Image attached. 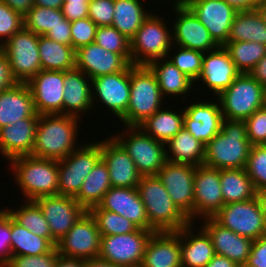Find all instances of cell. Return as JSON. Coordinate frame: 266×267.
Instances as JSON below:
<instances>
[{
  "label": "cell",
  "instance_id": "1",
  "mask_svg": "<svg viewBox=\"0 0 266 267\" xmlns=\"http://www.w3.org/2000/svg\"><path fill=\"white\" fill-rule=\"evenodd\" d=\"M81 121L84 119L63 114L39 115L31 155L53 160L66 158L83 143L79 139H83L80 132L85 122Z\"/></svg>",
  "mask_w": 266,
  "mask_h": 267
},
{
  "label": "cell",
  "instance_id": "2",
  "mask_svg": "<svg viewBox=\"0 0 266 267\" xmlns=\"http://www.w3.org/2000/svg\"><path fill=\"white\" fill-rule=\"evenodd\" d=\"M252 144L243 120L224 118L221 131L205 145L204 164L215 169H243Z\"/></svg>",
  "mask_w": 266,
  "mask_h": 267
},
{
  "label": "cell",
  "instance_id": "3",
  "mask_svg": "<svg viewBox=\"0 0 266 267\" xmlns=\"http://www.w3.org/2000/svg\"><path fill=\"white\" fill-rule=\"evenodd\" d=\"M7 163L21 200L58 195V160L23 155Z\"/></svg>",
  "mask_w": 266,
  "mask_h": 267
},
{
  "label": "cell",
  "instance_id": "4",
  "mask_svg": "<svg viewBox=\"0 0 266 267\" xmlns=\"http://www.w3.org/2000/svg\"><path fill=\"white\" fill-rule=\"evenodd\" d=\"M130 84L128 108L118 121L123 126H139L168 101L162 96L156 76L147 65L130 64Z\"/></svg>",
  "mask_w": 266,
  "mask_h": 267
},
{
  "label": "cell",
  "instance_id": "5",
  "mask_svg": "<svg viewBox=\"0 0 266 267\" xmlns=\"http://www.w3.org/2000/svg\"><path fill=\"white\" fill-rule=\"evenodd\" d=\"M137 191L145 205L149 225L156 232L178 231L190 223L157 175L142 176Z\"/></svg>",
  "mask_w": 266,
  "mask_h": 267
},
{
  "label": "cell",
  "instance_id": "6",
  "mask_svg": "<svg viewBox=\"0 0 266 267\" xmlns=\"http://www.w3.org/2000/svg\"><path fill=\"white\" fill-rule=\"evenodd\" d=\"M157 13L152 11L130 40L133 65H148L156 59L167 58L173 46L171 20Z\"/></svg>",
  "mask_w": 266,
  "mask_h": 267
},
{
  "label": "cell",
  "instance_id": "7",
  "mask_svg": "<svg viewBox=\"0 0 266 267\" xmlns=\"http://www.w3.org/2000/svg\"><path fill=\"white\" fill-rule=\"evenodd\" d=\"M112 135L133 159L142 176L157 175L167 161L165 143L147 135L138 126H122Z\"/></svg>",
  "mask_w": 266,
  "mask_h": 267
},
{
  "label": "cell",
  "instance_id": "8",
  "mask_svg": "<svg viewBox=\"0 0 266 267\" xmlns=\"http://www.w3.org/2000/svg\"><path fill=\"white\" fill-rule=\"evenodd\" d=\"M100 139L83 142L66 158L58 160V195L78 194L86 176L101 159Z\"/></svg>",
  "mask_w": 266,
  "mask_h": 267
},
{
  "label": "cell",
  "instance_id": "9",
  "mask_svg": "<svg viewBox=\"0 0 266 267\" xmlns=\"http://www.w3.org/2000/svg\"><path fill=\"white\" fill-rule=\"evenodd\" d=\"M263 88L249 73H240L232 85L216 97L223 118L245 121L261 108Z\"/></svg>",
  "mask_w": 266,
  "mask_h": 267
},
{
  "label": "cell",
  "instance_id": "10",
  "mask_svg": "<svg viewBox=\"0 0 266 267\" xmlns=\"http://www.w3.org/2000/svg\"><path fill=\"white\" fill-rule=\"evenodd\" d=\"M38 42L39 35L23 27L0 46L16 82L27 83L42 70Z\"/></svg>",
  "mask_w": 266,
  "mask_h": 267
},
{
  "label": "cell",
  "instance_id": "11",
  "mask_svg": "<svg viewBox=\"0 0 266 267\" xmlns=\"http://www.w3.org/2000/svg\"><path fill=\"white\" fill-rule=\"evenodd\" d=\"M205 94L204 92L202 100L198 97L200 95L197 94L196 98L198 99L194 101L190 97V103L186 100L183 104L185 112L183 128L195 139L201 141L203 145H206L221 131V124L224 119L218 99L208 97V100Z\"/></svg>",
  "mask_w": 266,
  "mask_h": 267
},
{
  "label": "cell",
  "instance_id": "12",
  "mask_svg": "<svg viewBox=\"0 0 266 267\" xmlns=\"http://www.w3.org/2000/svg\"><path fill=\"white\" fill-rule=\"evenodd\" d=\"M130 87V65L121 72L91 79L94 112L98 110L96 105L101 104L102 108H106V113H110V117L115 116L114 119L119 120L127 111Z\"/></svg>",
  "mask_w": 266,
  "mask_h": 267
},
{
  "label": "cell",
  "instance_id": "13",
  "mask_svg": "<svg viewBox=\"0 0 266 267\" xmlns=\"http://www.w3.org/2000/svg\"><path fill=\"white\" fill-rule=\"evenodd\" d=\"M213 218L223 227L252 240L266 235L264 217L256 197L226 204Z\"/></svg>",
  "mask_w": 266,
  "mask_h": 267
},
{
  "label": "cell",
  "instance_id": "14",
  "mask_svg": "<svg viewBox=\"0 0 266 267\" xmlns=\"http://www.w3.org/2000/svg\"><path fill=\"white\" fill-rule=\"evenodd\" d=\"M153 232L138 228L132 233L101 236L98 258L120 267L140 264Z\"/></svg>",
  "mask_w": 266,
  "mask_h": 267
},
{
  "label": "cell",
  "instance_id": "15",
  "mask_svg": "<svg viewBox=\"0 0 266 267\" xmlns=\"http://www.w3.org/2000/svg\"><path fill=\"white\" fill-rule=\"evenodd\" d=\"M195 170L189 164L166 161L157 174L174 204L193 223Z\"/></svg>",
  "mask_w": 266,
  "mask_h": 267
},
{
  "label": "cell",
  "instance_id": "16",
  "mask_svg": "<svg viewBox=\"0 0 266 267\" xmlns=\"http://www.w3.org/2000/svg\"><path fill=\"white\" fill-rule=\"evenodd\" d=\"M100 244L101 235L95 219L86 211L56 247L60 255L90 260L99 257Z\"/></svg>",
  "mask_w": 266,
  "mask_h": 267
},
{
  "label": "cell",
  "instance_id": "17",
  "mask_svg": "<svg viewBox=\"0 0 266 267\" xmlns=\"http://www.w3.org/2000/svg\"><path fill=\"white\" fill-rule=\"evenodd\" d=\"M240 73L224 46H219L204 53L200 77L195 82V86H198L195 89L199 91V87L200 90L202 87L205 90L208 88L206 93L210 97H217L232 85Z\"/></svg>",
  "mask_w": 266,
  "mask_h": 267
},
{
  "label": "cell",
  "instance_id": "18",
  "mask_svg": "<svg viewBox=\"0 0 266 267\" xmlns=\"http://www.w3.org/2000/svg\"><path fill=\"white\" fill-rule=\"evenodd\" d=\"M173 11V12H171ZM172 18L173 45L198 50L203 53L215 50L219 45L213 40L207 28L189 8L170 9ZM176 17V18H174Z\"/></svg>",
  "mask_w": 266,
  "mask_h": 267
},
{
  "label": "cell",
  "instance_id": "19",
  "mask_svg": "<svg viewBox=\"0 0 266 267\" xmlns=\"http://www.w3.org/2000/svg\"><path fill=\"white\" fill-rule=\"evenodd\" d=\"M49 224L52 238L58 242L73 227L86 210L74 199L65 195L42 196L34 200Z\"/></svg>",
  "mask_w": 266,
  "mask_h": 267
},
{
  "label": "cell",
  "instance_id": "20",
  "mask_svg": "<svg viewBox=\"0 0 266 267\" xmlns=\"http://www.w3.org/2000/svg\"><path fill=\"white\" fill-rule=\"evenodd\" d=\"M194 222L213 217L223 206L220 169L197 166L194 176Z\"/></svg>",
  "mask_w": 266,
  "mask_h": 267
},
{
  "label": "cell",
  "instance_id": "21",
  "mask_svg": "<svg viewBox=\"0 0 266 267\" xmlns=\"http://www.w3.org/2000/svg\"><path fill=\"white\" fill-rule=\"evenodd\" d=\"M65 71L41 70L28 82L38 115L63 114Z\"/></svg>",
  "mask_w": 266,
  "mask_h": 267
},
{
  "label": "cell",
  "instance_id": "22",
  "mask_svg": "<svg viewBox=\"0 0 266 267\" xmlns=\"http://www.w3.org/2000/svg\"><path fill=\"white\" fill-rule=\"evenodd\" d=\"M101 158L109 170L112 187L137 188L142 175L123 146L110 134L100 141Z\"/></svg>",
  "mask_w": 266,
  "mask_h": 267
},
{
  "label": "cell",
  "instance_id": "23",
  "mask_svg": "<svg viewBox=\"0 0 266 267\" xmlns=\"http://www.w3.org/2000/svg\"><path fill=\"white\" fill-rule=\"evenodd\" d=\"M207 28L213 40L224 46L238 12L224 0H194L188 7Z\"/></svg>",
  "mask_w": 266,
  "mask_h": 267
},
{
  "label": "cell",
  "instance_id": "24",
  "mask_svg": "<svg viewBox=\"0 0 266 267\" xmlns=\"http://www.w3.org/2000/svg\"><path fill=\"white\" fill-rule=\"evenodd\" d=\"M131 64V55H120L96 44L80 47L76 50V68L90 79L121 72Z\"/></svg>",
  "mask_w": 266,
  "mask_h": 267
},
{
  "label": "cell",
  "instance_id": "25",
  "mask_svg": "<svg viewBox=\"0 0 266 267\" xmlns=\"http://www.w3.org/2000/svg\"><path fill=\"white\" fill-rule=\"evenodd\" d=\"M198 222V225H201L210 236L217 255L227 257L240 267L246 264L253 243L252 239L223 227L213 217H207Z\"/></svg>",
  "mask_w": 266,
  "mask_h": 267
},
{
  "label": "cell",
  "instance_id": "26",
  "mask_svg": "<svg viewBox=\"0 0 266 267\" xmlns=\"http://www.w3.org/2000/svg\"><path fill=\"white\" fill-rule=\"evenodd\" d=\"M98 206L127 218L139 229L155 231L149 225L146 208L137 188L111 187Z\"/></svg>",
  "mask_w": 266,
  "mask_h": 267
},
{
  "label": "cell",
  "instance_id": "27",
  "mask_svg": "<svg viewBox=\"0 0 266 267\" xmlns=\"http://www.w3.org/2000/svg\"><path fill=\"white\" fill-rule=\"evenodd\" d=\"M147 66L155 74L162 96L167 101H170L171 104L173 103L174 105V102L176 104H183L184 100H189L188 98L186 99V97L192 96L191 94H193L192 97L195 100L194 93H198L195 92V82L182 73L167 58L156 59ZM192 91L193 93H191ZM180 98L183 100L182 103L179 102Z\"/></svg>",
  "mask_w": 266,
  "mask_h": 267
},
{
  "label": "cell",
  "instance_id": "28",
  "mask_svg": "<svg viewBox=\"0 0 266 267\" xmlns=\"http://www.w3.org/2000/svg\"><path fill=\"white\" fill-rule=\"evenodd\" d=\"M92 103L91 79L81 70L65 71L63 115L74 116L79 119L94 113Z\"/></svg>",
  "mask_w": 266,
  "mask_h": 267
},
{
  "label": "cell",
  "instance_id": "29",
  "mask_svg": "<svg viewBox=\"0 0 266 267\" xmlns=\"http://www.w3.org/2000/svg\"><path fill=\"white\" fill-rule=\"evenodd\" d=\"M38 120L29 117L0 128V155L6 162L32 154Z\"/></svg>",
  "mask_w": 266,
  "mask_h": 267
},
{
  "label": "cell",
  "instance_id": "30",
  "mask_svg": "<svg viewBox=\"0 0 266 267\" xmlns=\"http://www.w3.org/2000/svg\"><path fill=\"white\" fill-rule=\"evenodd\" d=\"M176 232L180 236L182 267H205L215 256L210 236L197 223L190 222Z\"/></svg>",
  "mask_w": 266,
  "mask_h": 267
},
{
  "label": "cell",
  "instance_id": "31",
  "mask_svg": "<svg viewBox=\"0 0 266 267\" xmlns=\"http://www.w3.org/2000/svg\"><path fill=\"white\" fill-rule=\"evenodd\" d=\"M143 267H182L180 236L176 231L153 232L145 247Z\"/></svg>",
  "mask_w": 266,
  "mask_h": 267
},
{
  "label": "cell",
  "instance_id": "32",
  "mask_svg": "<svg viewBox=\"0 0 266 267\" xmlns=\"http://www.w3.org/2000/svg\"><path fill=\"white\" fill-rule=\"evenodd\" d=\"M29 117L39 115L27 83L17 82L0 92V128Z\"/></svg>",
  "mask_w": 266,
  "mask_h": 267
},
{
  "label": "cell",
  "instance_id": "33",
  "mask_svg": "<svg viewBox=\"0 0 266 267\" xmlns=\"http://www.w3.org/2000/svg\"><path fill=\"white\" fill-rule=\"evenodd\" d=\"M168 105L166 106L165 104L138 126L147 135L165 144L183 128V117L185 114L183 105H178L179 107L181 106L180 110L182 111L178 110L179 108L175 105L174 107L173 105L170 106L171 104L169 103Z\"/></svg>",
  "mask_w": 266,
  "mask_h": 267
},
{
  "label": "cell",
  "instance_id": "34",
  "mask_svg": "<svg viewBox=\"0 0 266 267\" xmlns=\"http://www.w3.org/2000/svg\"><path fill=\"white\" fill-rule=\"evenodd\" d=\"M148 4L145 0H114L112 26L131 40L143 21L153 11L151 8H146Z\"/></svg>",
  "mask_w": 266,
  "mask_h": 267
},
{
  "label": "cell",
  "instance_id": "35",
  "mask_svg": "<svg viewBox=\"0 0 266 267\" xmlns=\"http://www.w3.org/2000/svg\"><path fill=\"white\" fill-rule=\"evenodd\" d=\"M165 149L167 161L195 167L204 164L205 145L195 139L185 128L165 144Z\"/></svg>",
  "mask_w": 266,
  "mask_h": 267
},
{
  "label": "cell",
  "instance_id": "36",
  "mask_svg": "<svg viewBox=\"0 0 266 267\" xmlns=\"http://www.w3.org/2000/svg\"><path fill=\"white\" fill-rule=\"evenodd\" d=\"M111 187L108 167L101 158L86 176L74 199L88 211L102 201L104 194Z\"/></svg>",
  "mask_w": 266,
  "mask_h": 267
},
{
  "label": "cell",
  "instance_id": "37",
  "mask_svg": "<svg viewBox=\"0 0 266 267\" xmlns=\"http://www.w3.org/2000/svg\"><path fill=\"white\" fill-rule=\"evenodd\" d=\"M38 49L42 70L68 71L76 67V50L72 46L39 36Z\"/></svg>",
  "mask_w": 266,
  "mask_h": 267
},
{
  "label": "cell",
  "instance_id": "38",
  "mask_svg": "<svg viewBox=\"0 0 266 267\" xmlns=\"http://www.w3.org/2000/svg\"><path fill=\"white\" fill-rule=\"evenodd\" d=\"M220 184L224 205L256 197V189L245 168L220 170Z\"/></svg>",
  "mask_w": 266,
  "mask_h": 267
},
{
  "label": "cell",
  "instance_id": "39",
  "mask_svg": "<svg viewBox=\"0 0 266 267\" xmlns=\"http://www.w3.org/2000/svg\"><path fill=\"white\" fill-rule=\"evenodd\" d=\"M257 42L266 45V24L256 10L237 12L228 42Z\"/></svg>",
  "mask_w": 266,
  "mask_h": 267
},
{
  "label": "cell",
  "instance_id": "40",
  "mask_svg": "<svg viewBox=\"0 0 266 267\" xmlns=\"http://www.w3.org/2000/svg\"><path fill=\"white\" fill-rule=\"evenodd\" d=\"M22 204V205H21ZM21 205V206H20ZM18 208L4 207L13 219L35 235L46 238L54 247L57 242L52 238L49 224L44 218L43 212L34 200H22Z\"/></svg>",
  "mask_w": 266,
  "mask_h": 267
},
{
  "label": "cell",
  "instance_id": "41",
  "mask_svg": "<svg viewBox=\"0 0 266 267\" xmlns=\"http://www.w3.org/2000/svg\"><path fill=\"white\" fill-rule=\"evenodd\" d=\"M54 246L44 237L35 235L11 216L12 256H36L48 253Z\"/></svg>",
  "mask_w": 266,
  "mask_h": 267
},
{
  "label": "cell",
  "instance_id": "42",
  "mask_svg": "<svg viewBox=\"0 0 266 267\" xmlns=\"http://www.w3.org/2000/svg\"><path fill=\"white\" fill-rule=\"evenodd\" d=\"M224 48L241 73H250L266 55V45L257 42H227Z\"/></svg>",
  "mask_w": 266,
  "mask_h": 267
},
{
  "label": "cell",
  "instance_id": "43",
  "mask_svg": "<svg viewBox=\"0 0 266 267\" xmlns=\"http://www.w3.org/2000/svg\"><path fill=\"white\" fill-rule=\"evenodd\" d=\"M66 19L61 9L33 6L24 16V28L39 36H45L50 28Z\"/></svg>",
  "mask_w": 266,
  "mask_h": 267
},
{
  "label": "cell",
  "instance_id": "44",
  "mask_svg": "<svg viewBox=\"0 0 266 267\" xmlns=\"http://www.w3.org/2000/svg\"><path fill=\"white\" fill-rule=\"evenodd\" d=\"M88 212L95 219L101 236L132 233L138 229V227L127 218L117 213L101 209L98 205L90 208Z\"/></svg>",
  "mask_w": 266,
  "mask_h": 267
},
{
  "label": "cell",
  "instance_id": "45",
  "mask_svg": "<svg viewBox=\"0 0 266 267\" xmlns=\"http://www.w3.org/2000/svg\"><path fill=\"white\" fill-rule=\"evenodd\" d=\"M203 56L204 53L201 51L173 45L167 55V59L182 73L196 82L200 77Z\"/></svg>",
  "mask_w": 266,
  "mask_h": 267
},
{
  "label": "cell",
  "instance_id": "46",
  "mask_svg": "<svg viewBox=\"0 0 266 267\" xmlns=\"http://www.w3.org/2000/svg\"><path fill=\"white\" fill-rule=\"evenodd\" d=\"M94 42L106 51L120 55H131L130 40L113 26L98 27Z\"/></svg>",
  "mask_w": 266,
  "mask_h": 267
},
{
  "label": "cell",
  "instance_id": "47",
  "mask_svg": "<svg viewBox=\"0 0 266 267\" xmlns=\"http://www.w3.org/2000/svg\"><path fill=\"white\" fill-rule=\"evenodd\" d=\"M245 170L256 191L266 189V145H253Z\"/></svg>",
  "mask_w": 266,
  "mask_h": 267
},
{
  "label": "cell",
  "instance_id": "48",
  "mask_svg": "<svg viewBox=\"0 0 266 267\" xmlns=\"http://www.w3.org/2000/svg\"><path fill=\"white\" fill-rule=\"evenodd\" d=\"M23 27V16L0 0V46Z\"/></svg>",
  "mask_w": 266,
  "mask_h": 267
},
{
  "label": "cell",
  "instance_id": "49",
  "mask_svg": "<svg viewBox=\"0 0 266 267\" xmlns=\"http://www.w3.org/2000/svg\"><path fill=\"white\" fill-rule=\"evenodd\" d=\"M70 27L71 46L75 50L94 42L98 26L90 18L70 22Z\"/></svg>",
  "mask_w": 266,
  "mask_h": 267
},
{
  "label": "cell",
  "instance_id": "50",
  "mask_svg": "<svg viewBox=\"0 0 266 267\" xmlns=\"http://www.w3.org/2000/svg\"><path fill=\"white\" fill-rule=\"evenodd\" d=\"M244 122L249 142L252 145H266V110L259 108Z\"/></svg>",
  "mask_w": 266,
  "mask_h": 267
},
{
  "label": "cell",
  "instance_id": "51",
  "mask_svg": "<svg viewBox=\"0 0 266 267\" xmlns=\"http://www.w3.org/2000/svg\"><path fill=\"white\" fill-rule=\"evenodd\" d=\"M114 0H91L88 3V18L98 27L112 26Z\"/></svg>",
  "mask_w": 266,
  "mask_h": 267
},
{
  "label": "cell",
  "instance_id": "52",
  "mask_svg": "<svg viewBox=\"0 0 266 267\" xmlns=\"http://www.w3.org/2000/svg\"><path fill=\"white\" fill-rule=\"evenodd\" d=\"M58 249L53 247L48 253L36 256H12L5 267H55Z\"/></svg>",
  "mask_w": 266,
  "mask_h": 267
},
{
  "label": "cell",
  "instance_id": "53",
  "mask_svg": "<svg viewBox=\"0 0 266 267\" xmlns=\"http://www.w3.org/2000/svg\"><path fill=\"white\" fill-rule=\"evenodd\" d=\"M11 257V215L3 207L0 209V267H5Z\"/></svg>",
  "mask_w": 266,
  "mask_h": 267
},
{
  "label": "cell",
  "instance_id": "54",
  "mask_svg": "<svg viewBox=\"0 0 266 267\" xmlns=\"http://www.w3.org/2000/svg\"><path fill=\"white\" fill-rule=\"evenodd\" d=\"M243 267H266V235L253 240L250 255Z\"/></svg>",
  "mask_w": 266,
  "mask_h": 267
},
{
  "label": "cell",
  "instance_id": "55",
  "mask_svg": "<svg viewBox=\"0 0 266 267\" xmlns=\"http://www.w3.org/2000/svg\"><path fill=\"white\" fill-rule=\"evenodd\" d=\"M45 36L50 40L71 46L70 21L64 19L62 24L56 25L54 28H50V31Z\"/></svg>",
  "mask_w": 266,
  "mask_h": 267
},
{
  "label": "cell",
  "instance_id": "56",
  "mask_svg": "<svg viewBox=\"0 0 266 267\" xmlns=\"http://www.w3.org/2000/svg\"><path fill=\"white\" fill-rule=\"evenodd\" d=\"M61 10L65 18L70 22L88 17V3L64 2Z\"/></svg>",
  "mask_w": 266,
  "mask_h": 267
},
{
  "label": "cell",
  "instance_id": "57",
  "mask_svg": "<svg viewBox=\"0 0 266 267\" xmlns=\"http://www.w3.org/2000/svg\"><path fill=\"white\" fill-rule=\"evenodd\" d=\"M15 83L17 82L11 75L7 56L0 49V92L13 86Z\"/></svg>",
  "mask_w": 266,
  "mask_h": 267
},
{
  "label": "cell",
  "instance_id": "58",
  "mask_svg": "<svg viewBox=\"0 0 266 267\" xmlns=\"http://www.w3.org/2000/svg\"><path fill=\"white\" fill-rule=\"evenodd\" d=\"M8 7L24 16L33 6L34 0H2Z\"/></svg>",
  "mask_w": 266,
  "mask_h": 267
},
{
  "label": "cell",
  "instance_id": "59",
  "mask_svg": "<svg viewBox=\"0 0 266 267\" xmlns=\"http://www.w3.org/2000/svg\"><path fill=\"white\" fill-rule=\"evenodd\" d=\"M257 82L266 86V55L257 63L249 73Z\"/></svg>",
  "mask_w": 266,
  "mask_h": 267
},
{
  "label": "cell",
  "instance_id": "60",
  "mask_svg": "<svg viewBox=\"0 0 266 267\" xmlns=\"http://www.w3.org/2000/svg\"><path fill=\"white\" fill-rule=\"evenodd\" d=\"M84 265L85 260L74 257H66L58 253L55 267H84Z\"/></svg>",
  "mask_w": 266,
  "mask_h": 267
},
{
  "label": "cell",
  "instance_id": "61",
  "mask_svg": "<svg viewBox=\"0 0 266 267\" xmlns=\"http://www.w3.org/2000/svg\"><path fill=\"white\" fill-rule=\"evenodd\" d=\"M238 12L255 10L257 3L254 0H224Z\"/></svg>",
  "mask_w": 266,
  "mask_h": 267
},
{
  "label": "cell",
  "instance_id": "62",
  "mask_svg": "<svg viewBox=\"0 0 266 267\" xmlns=\"http://www.w3.org/2000/svg\"><path fill=\"white\" fill-rule=\"evenodd\" d=\"M205 267H240V266L225 256L215 254V256L210 260V262Z\"/></svg>",
  "mask_w": 266,
  "mask_h": 267
},
{
  "label": "cell",
  "instance_id": "63",
  "mask_svg": "<svg viewBox=\"0 0 266 267\" xmlns=\"http://www.w3.org/2000/svg\"><path fill=\"white\" fill-rule=\"evenodd\" d=\"M64 0H34L35 6L52 8V9H61Z\"/></svg>",
  "mask_w": 266,
  "mask_h": 267
},
{
  "label": "cell",
  "instance_id": "64",
  "mask_svg": "<svg viewBox=\"0 0 266 267\" xmlns=\"http://www.w3.org/2000/svg\"><path fill=\"white\" fill-rule=\"evenodd\" d=\"M256 199L258 200V203L260 205V209L266 225V189L256 191Z\"/></svg>",
  "mask_w": 266,
  "mask_h": 267
},
{
  "label": "cell",
  "instance_id": "65",
  "mask_svg": "<svg viewBox=\"0 0 266 267\" xmlns=\"http://www.w3.org/2000/svg\"><path fill=\"white\" fill-rule=\"evenodd\" d=\"M149 1H152V0H149ZM159 1H161L162 4L170 1L168 3H170V4L172 3V4L171 5L167 4V6H172V7H170V9H174V8H188L194 0H159ZM155 2H158V1L155 0Z\"/></svg>",
  "mask_w": 266,
  "mask_h": 267
},
{
  "label": "cell",
  "instance_id": "66",
  "mask_svg": "<svg viewBox=\"0 0 266 267\" xmlns=\"http://www.w3.org/2000/svg\"><path fill=\"white\" fill-rule=\"evenodd\" d=\"M84 267H120L110 262L103 261L99 258L85 260Z\"/></svg>",
  "mask_w": 266,
  "mask_h": 267
},
{
  "label": "cell",
  "instance_id": "67",
  "mask_svg": "<svg viewBox=\"0 0 266 267\" xmlns=\"http://www.w3.org/2000/svg\"><path fill=\"white\" fill-rule=\"evenodd\" d=\"M255 10L258 12L262 21L266 24V5H257Z\"/></svg>",
  "mask_w": 266,
  "mask_h": 267
},
{
  "label": "cell",
  "instance_id": "68",
  "mask_svg": "<svg viewBox=\"0 0 266 267\" xmlns=\"http://www.w3.org/2000/svg\"><path fill=\"white\" fill-rule=\"evenodd\" d=\"M261 108L266 110V86L263 88Z\"/></svg>",
  "mask_w": 266,
  "mask_h": 267
},
{
  "label": "cell",
  "instance_id": "69",
  "mask_svg": "<svg viewBox=\"0 0 266 267\" xmlns=\"http://www.w3.org/2000/svg\"><path fill=\"white\" fill-rule=\"evenodd\" d=\"M91 0H64V2H71V3H89Z\"/></svg>",
  "mask_w": 266,
  "mask_h": 267
},
{
  "label": "cell",
  "instance_id": "70",
  "mask_svg": "<svg viewBox=\"0 0 266 267\" xmlns=\"http://www.w3.org/2000/svg\"><path fill=\"white\" fill-rule=\"evenodd\" d=\"M122 267H143L142 263L140 264H134V265H128V266H122Z\"/></svg>",
  "mask_w": 266,
  "mask_h": 267
},
{
  "label": "cell",
  "instance_id": "71",
  "mask_svg": "<svg viewBox=\"0 0 266 267\" xmlns=\"http://www.w3.org/2000/svg\"><path fill=\"white\" fill-rule=\"evenodd\" d=\"M257 5H266V0H262L261 3H258Z\"/></svg>",
  "mask_w": 266,
  "mask_h": 267
},
{
  "label": "cell",
  "instance_id": "72",
  "mask_svg": "<svg viewBox=\"0 0 266 267\" xmlns=\"http://www.w3.org/2000/svg\"><path fill=\"white\" fill-rule=\"evenodd\" d=\"M257 4L261 3L262 0H254Z\"/></svg>",
  "mask_w": 266,
  "mask_h": 267
}]
</instances>
